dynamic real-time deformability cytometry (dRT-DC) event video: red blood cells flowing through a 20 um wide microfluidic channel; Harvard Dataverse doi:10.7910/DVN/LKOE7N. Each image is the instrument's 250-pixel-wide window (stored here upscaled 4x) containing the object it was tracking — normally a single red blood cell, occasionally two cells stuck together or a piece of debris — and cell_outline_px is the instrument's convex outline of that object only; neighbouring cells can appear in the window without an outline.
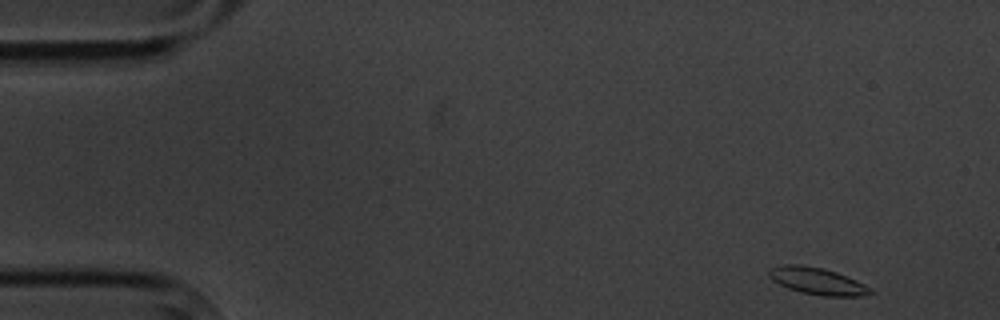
{"species": "common noctule bat (a hibernating species)", "species_latin": "Nyctalus noctula", "temperature_condition": "cold", "stored_images_in_passage": 14, "camera_frame_rate_fps": 3000, "um_per_image_px": 0.085, "animal": {"sex": "male", "body_mass_g": 20.1, "forearm_length_mm": 53.5}, "frame": {"image": 1, "passage_image": 1, "time_ms": 0.0, "image_size_px": [1000, 320], "cell_outline_px": [[876, 292], [864, 296], [820, 296], [800, 292], [788, 288], [772, 280], [768, 276], [768, 272], [772, 268], [784, 264], [800, 264], [824, 268], [836, 272], [856, 280], [872, 288]], "centroid_in_image_um": [69.5, 23.9], "position_along_channel_um": 15.5, "area_um2": 16.07}}
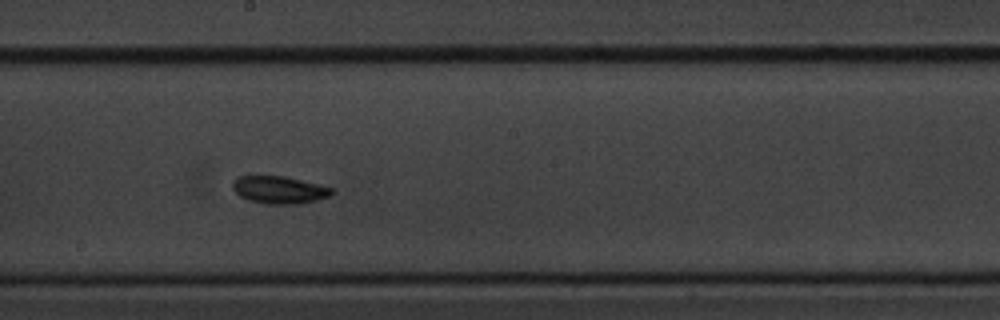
{"frame": {"image": 2, "passage_image": 8, "time_ms": 9.0, "image_size_px": [1000, 320], "cell_outline_px": [[336, 192], [332, 196], [300, 204], [268, 204], [248, 200], [240, 196], [232, 188], [232, 180], [236, 176], [284, 176], [332, 188]], "centroid_in_image_um": [23.73, 16.14], "position_along_channel_um": 224.5, "area_um2": 15.95}}
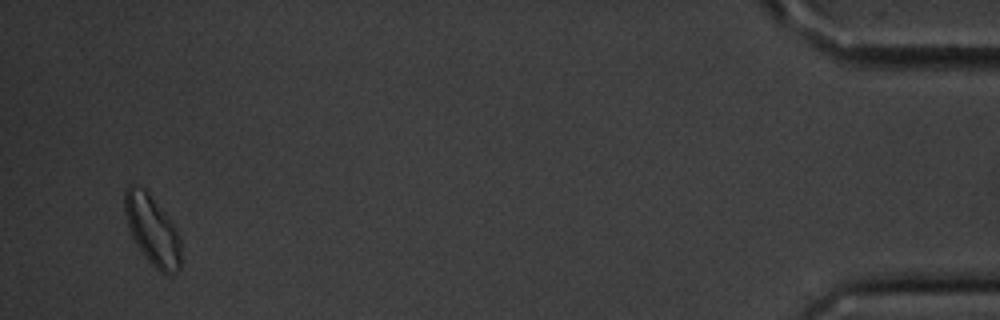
{"frame": {"image": 3, "passage_image": 14, "time_ms": 17.0, "image_size_px": [1000, 320], "cell_outline_px": [[180, 268], [176, 272], [160, 272], [148, 260], [136, 244], [128, 228], [124, 212], [124, 192], [128, 184], [132, 184], [144, 188], [148, 192], [172, 220], [180, 240]], "centroid_in_image_um": [12.92, 19.5], "position_along_channel_um": 422.3, "area_um2": 22.77}, "authors_computed_cell_mechanics": {"area_um2": 15.8372, "velocity_mm_per_s": 3.4688, "shape_relaxation_time_tau1_ms": 2.7306, "shape_relaxation_time_tau2_ms": 4.7615, "deformation_change_tau1": 0.0552, "deformation_change_tau2": 0.0678}}